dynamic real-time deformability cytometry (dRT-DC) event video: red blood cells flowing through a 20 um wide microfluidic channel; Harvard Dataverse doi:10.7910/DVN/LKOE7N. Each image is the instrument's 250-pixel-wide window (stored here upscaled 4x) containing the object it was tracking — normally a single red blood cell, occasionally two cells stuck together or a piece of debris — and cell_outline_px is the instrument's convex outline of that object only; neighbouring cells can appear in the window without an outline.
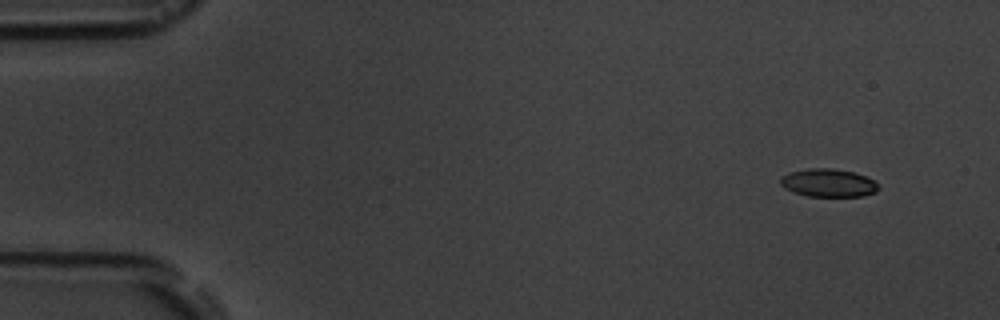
{"species": "common noctule bat (a hibernating species)", "species_latin": "Nyctalus noctula", "temperature_condition": "room temperature", "stored_images_in_passage": 16, "camera_frame_rate_fps": 3000, "um_per_image_px": 0.085, "animal": {"sex": "male", "body_mass_g": 19.5, "forearm_length_mm": 54.6}, "frame": {"image": 1, "passage_image": 1, "time_ms": 0.0, "image_size_px": [1000, 320], "cell_outline_px": [[880, 188], [876, 192], [864, 196], [808, 196], [792, 192], [784, 188], [780, 184], [780, 176], [788, 172], [808, 168], [832, 168], [856, 172], [876, 180]], "centroid_in_image_um": [70.42, 15.53], "position_along_channel_um": 14.6, "area_um2": 16.42}}
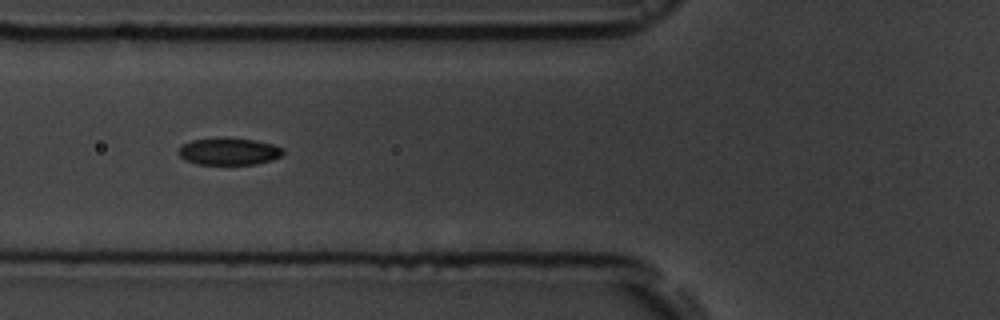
{"frame": {"image": 2, "passage_image": 6, "time_ms": 5.667, "image_size_px": [1000, 320], "cell_outline_px": [[284, 152], [280, 156], [272, 160], [256, 164], [196, 164], [184, 160], [176, 152], [184, 144], [192, 140], [256, 140], [272, 144], [284, 148]], "centroid_in_image_um": [19.47, 12.91], "position_along_channel_um": 106.3, "area_um2": 15.9}}
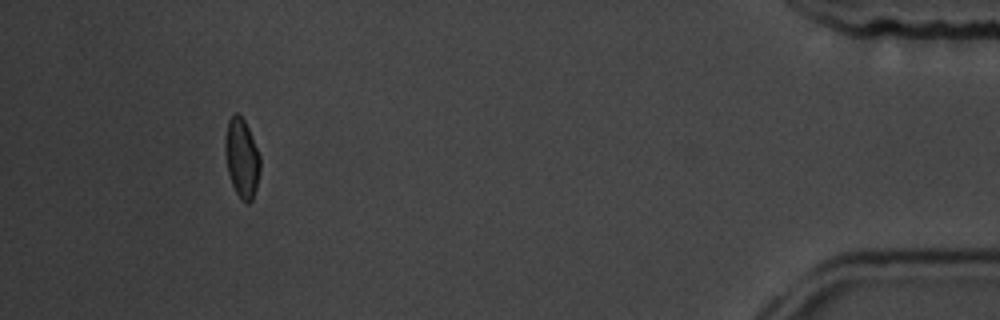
{"frame": {"image": 3, "passage_image": 15, "time_ms": 16.0, "image_size_px": [1000, 320], "cell_outline_px": [[260, 168], [256, 188], [252, 200], [248, 204], [236, 192], [232, 184], [228, 172], [224, 148], [224, 140], [228, 120], [236, 112], [244, 120], [248, 128], [260, 156]], "centroid_in_image_um": [20.54, 13.42], "position_along_channel_um": 414.7, "area_um2": 15.9}, "authors_computed_cell_mechanics": {"area_um2": 16.4152, "velocity_mm_per_s": 3.627, "shape_relaxation_time_tau1_ms": 1.8894, "shape_relaxation_time_tau2_ms": 2.8662, "deformation_change_tau1": 0.0991, "deformation_change_tau2": 0.0697}}